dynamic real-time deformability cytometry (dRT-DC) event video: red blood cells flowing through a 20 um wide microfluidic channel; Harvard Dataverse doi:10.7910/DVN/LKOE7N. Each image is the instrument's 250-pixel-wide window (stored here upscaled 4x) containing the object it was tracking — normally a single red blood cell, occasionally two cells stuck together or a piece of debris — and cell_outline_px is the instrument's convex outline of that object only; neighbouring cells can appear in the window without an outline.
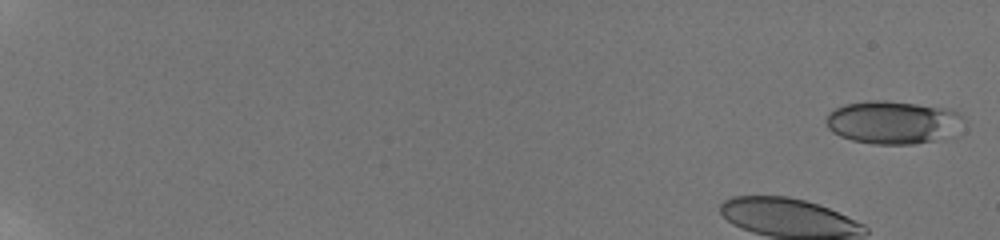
{"species": "human", "species_latin": "Homo sapiens", "temperature_condition": "room temperature", "stored_images_in_passage": 26, "camera_frame_rate_fps": 3000, "um_per_image_px": 0.085, "donor": {"sex": "male"}, "frame": {"image": 1, "passage_image": 1, "time_ms": 0.0, "image_size_px": [1000, 240], "cell_outline_px": [[964, 116], [944, 140], [912, 144], [872, 144], [852, 140], [840, 136], [832, 132], [828, 128], [824, 120], [828, 112], [844, 104], [868, 100], [884, 100], [952, 108]], "centroid_in_image_um": [75.83, 10.39], "position_along_channel_um": 9.2, "area_um2": 34.62}}
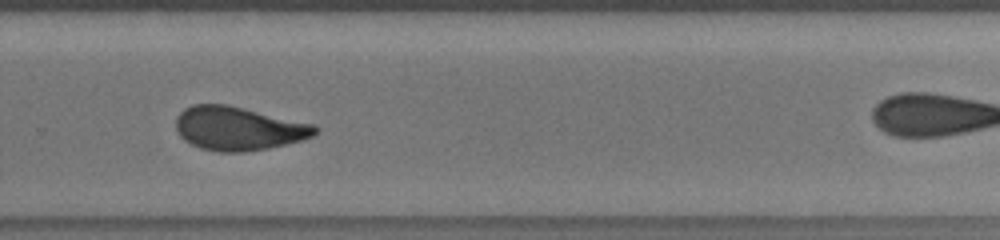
{"frame": {"image": 2, "passage_image": 22, "time_ms": 12.667, "image_size_px": [1000, 240], "cell_outline_px": [[320, 128], [312, 136], [300, 140], [268, 148], [248, 152], [216, 152], [200, 148], [184, 140], [180, 136], [176, 128], [176, 116], [184, 108], [192, 104], [228, 104], [316, 124]], "centroid_in_image_um": [20.26, 10.91], "position_along_channel_um": 309.5, "area_um2": 35.72}}